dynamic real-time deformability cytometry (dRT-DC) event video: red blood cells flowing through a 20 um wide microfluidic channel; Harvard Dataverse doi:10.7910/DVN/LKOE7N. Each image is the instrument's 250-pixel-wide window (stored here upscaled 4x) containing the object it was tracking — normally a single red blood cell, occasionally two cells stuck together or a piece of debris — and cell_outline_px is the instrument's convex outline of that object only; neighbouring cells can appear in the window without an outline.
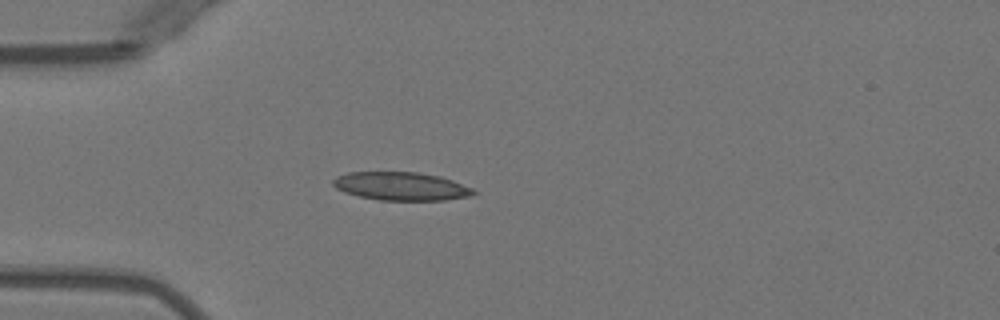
{"species": "Egyptian fruit bat (a non-hibernating species)", "species_latin": "Rousettus aegyptiacus", "temperature_condition": "warm", "stored_images_in_passage": 1, "camera_frame_rate_fps": 3000, "um_per_image_px": 0.085, "animal": {"sex": "female"}, "frame": {"image": 1, "passage_image": 1, "time_ms": 0.0, "image_size_px": [1000, 320], "cell_outline_px": [[476, 192], [472, 196], [444, 200], [380, 200], [360, 196], [344, 192], [336, 188], [332, 184], [332, 180], [336, 176], [348, 172], [420, 172], [440, 176], [452, 180], [472, 188]], "centroid_in_image_um": [34.09, 15.82], "position_along_channel_um": 50.9, "area_um2": 23.18}}